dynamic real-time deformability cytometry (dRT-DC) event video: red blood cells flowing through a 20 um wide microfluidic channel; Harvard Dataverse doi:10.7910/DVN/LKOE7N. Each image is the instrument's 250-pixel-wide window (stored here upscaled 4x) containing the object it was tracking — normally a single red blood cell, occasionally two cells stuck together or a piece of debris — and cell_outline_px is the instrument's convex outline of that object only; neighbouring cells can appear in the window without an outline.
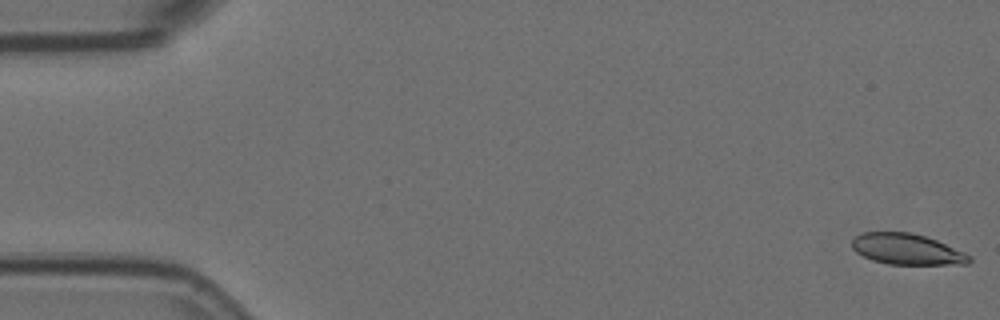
{"species": "Egyptian fruit bat (a non-hibernating species)", "species_latin": "Rousettus aegyptiacus", "temperature_condition": "room temperature", "stored_images_in_passage": 58, "camera_frame_rate_fps": 3000, "um_per_image_px": 0.085, "animal": {"sex": "female"}, "frame": {"image": 1, "passage_image": 1, "time_ms": 0.0, "image_size_px": [1000, 320], "cell_outline_px": [[972, 260], [968, 264], [888, 264], [872, 260], [856, 252], [852, 248], [852, 240], [856, 236], [864, 232], [908, 232], [924, 236], [936, 240], [964, 252], [972, 256]], "centroid_in_image_um": [77.09, 21.19], "position_along_channel_um": 7.9, "area_um2": 20.98}}
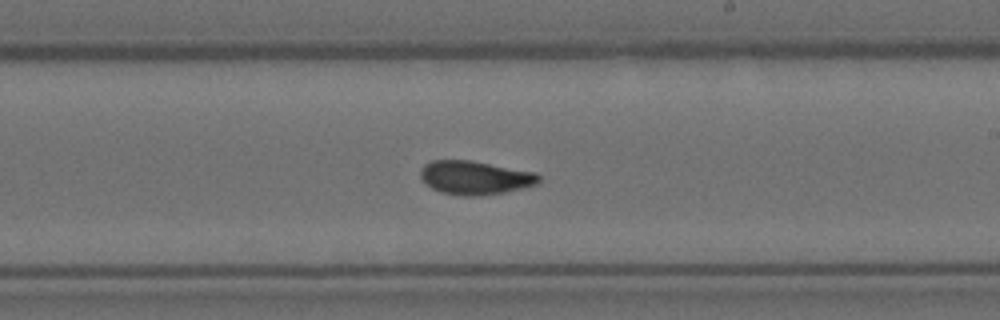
{"frame": {"image": 2, "passage_image": 33, "time_ms": 10.667, "image_size_px": [1000, 320], "cell_outline_px": [[540, 180], [536, 184], [524, 188], [504, 192], [480, 196], [464, 196], [440, 192], [432, 188], [420, 176], [420, 168], [424, 164], [432, 160], [472, 160], [536, 172], [540, 176]], "centroid_in_image_um": [40.39, 15.09], "position_along_channel_um": 248.6, "area_um2": 23.35}}
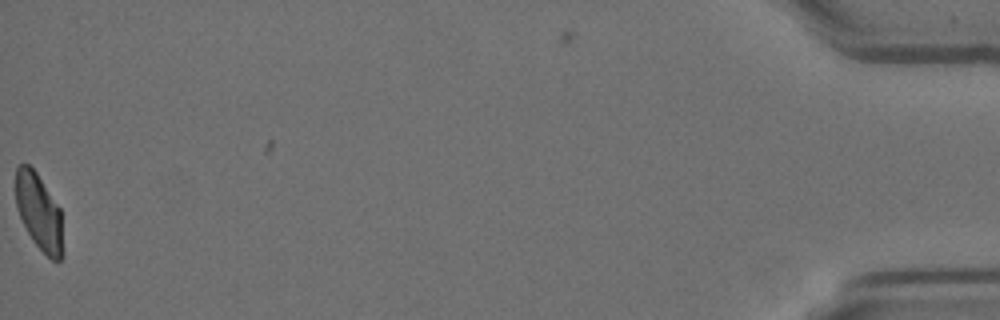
{"frame": {"image": 3, "passage_image": 57, "time_ms": 18.667, "image_size_px": [1000, 320], "cell_outline_px": [[64, 256], [60, 260], [52, 260], [32, 240], [16, 208], [16, 168], [20, 164], [28, 164], [36, 172], [60, 208], [64, 252]], "centroid_in_image_um": [3.34, 18.04], "position_along_channel_um": 431.9, "area_um2": 20.92}, "authors_computed_cell_mechanics": {"area_um2": 22.4264, "velocity_mm_per_s": 3.5718, "shape_relaxation_time_tau1_ms": null, "shape_relaxation_time_tau2_ms": 2.0308, "deformation_change_tau1": null, "deformation_change_tau2": 0.0666}}